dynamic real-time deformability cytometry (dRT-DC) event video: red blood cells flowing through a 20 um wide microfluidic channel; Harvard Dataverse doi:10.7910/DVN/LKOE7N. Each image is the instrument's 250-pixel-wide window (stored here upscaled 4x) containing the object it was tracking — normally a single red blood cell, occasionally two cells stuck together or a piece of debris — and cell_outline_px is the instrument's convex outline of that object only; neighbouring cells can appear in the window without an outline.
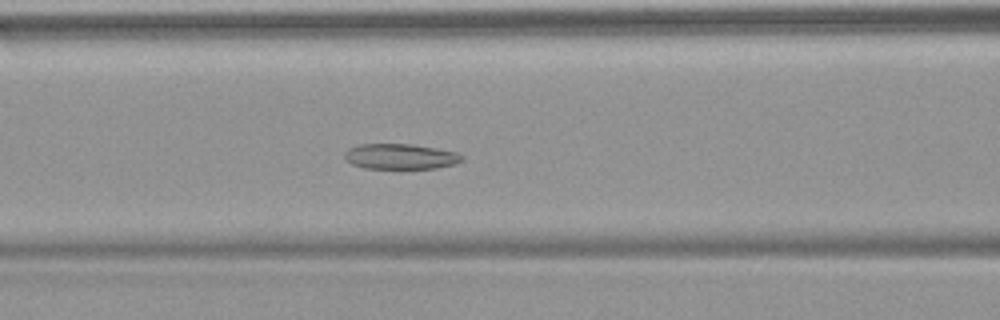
{"species": "common noctule bat (a hibernating species)", "species_latin": "Nyctalus noctula", "temperature_condition": "warm", "stored_images_in_passage": 39, "camera_frame_rate_fps": 3000, "um_per_image_px": 0.085, "animal": {"sex": "female", "body_mass_g": 18.4}, "frame": {"image": 1, "passage_image": 8, "time_ms": 2.333, "image_size_px": [1000, 320], "cell_outline_px": [[464, 160], [456, 164], [436, 168], [364, 168], [352, 164], [344, 160], [344, 152], [348, 148], [360, 144], [412, 144], [436, 148], [456, 152], [464, 156]], "centroid_in_image_um": [34.03, 13.3], "position_along_channel_um": 132.6, "area_um2": 17.51}}
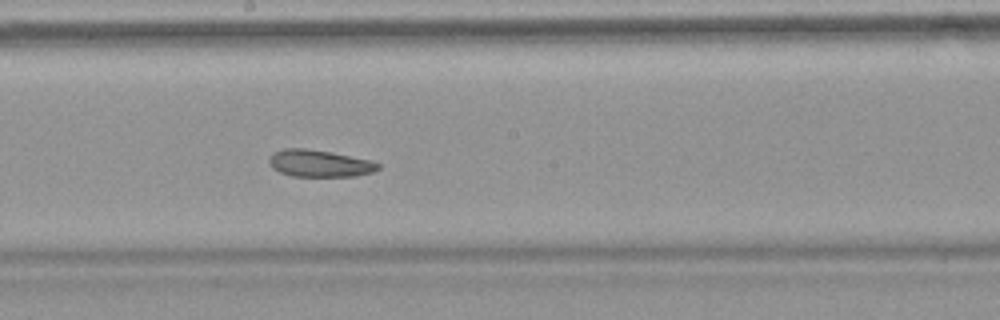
{"frame": {"image": 2, "passage_image": 15, "time_ms": 4.667, "image_size_px": [1000, 320], "cell_outline_px": [[380, 168], [372, 172], [352, 176], [292, 176], [280, 172], [272, 168], [268, 160], [272, 152], [284, 148], [304, 148], [332, 152], [372, 160], [380, 164]], "centroid_in_image_um": [27.14, 13.88], "position_along_channel_um": 221.1, "area_um2": 17.22}}
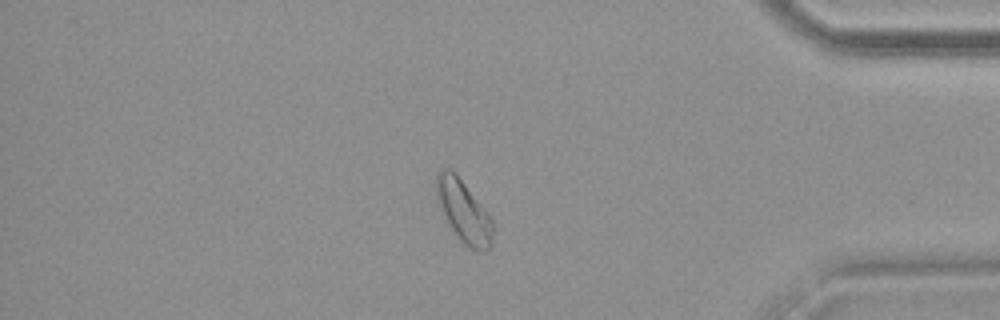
{"frame": {"image": 3, "passage_image": 31, "time_ms": 10.0, "image_size_px": [1000, 320], "cell_outline_px": [[496, 228], [492, 248], [484, 252], [480, 252], [464, 244], [460, 240], [452, 228], [436, 196], [436, 172], [440, 168], [448, 168], [456, 172], [488, 212]], "centroid_in_image_um": [39.48, 17.96], "position_along_channel_um": 395.7, "area_um2": 20.75}, "authors_computed_cell_mechanics": {"area_um2": 18.4382, "velocity_mm_per_s": 3.8064, "shape_relaxation_time_tau1_ms": null, "shape_relaxation_time_tau2_ms": 2.5946, "deformation_change_tau1": null, "deformation_change_tau2": 0.0769}}